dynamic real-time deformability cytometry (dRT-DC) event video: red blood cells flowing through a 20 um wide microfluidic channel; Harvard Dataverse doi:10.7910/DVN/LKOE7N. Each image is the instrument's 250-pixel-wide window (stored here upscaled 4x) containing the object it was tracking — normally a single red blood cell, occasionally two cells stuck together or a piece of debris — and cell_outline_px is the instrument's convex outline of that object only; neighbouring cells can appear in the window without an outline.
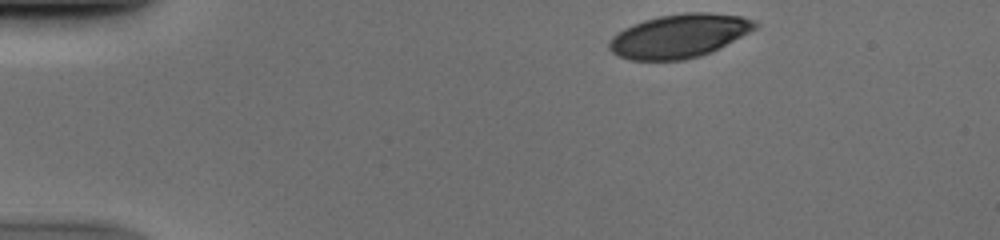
{"species": "human", "species_latin": "Homo sapiens", "temperature_condition": "cold", "stored_images_in_passage": 38, "camera_frame_rate_fps": 3000, "um_per_image_px": 0.085, "donor": {"sex": "male"}, "frame": {"image": 1, "passage_image": 1, "time_ms": 0.0, "image_size_px": [1000, 240], "cell_outline_px": [[760, 24], [756, 28], [720, 48], [712, 52], [700, 56], [684, 60], [628, 60], [612, 52], [608, 48], [608, 40], [612, 36], [624, 28], [632, 24], [644, 20], [660, 16], [684, 12], [708, 12], [740, 16], [756, 20]], "centroid_in_image_um": [57.73, 3.05], "position_along_channel_um": 27.3, "area_um2": 37.28}}
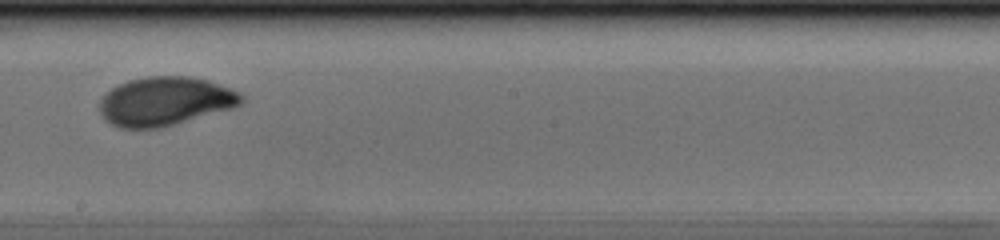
{"frame": {"image": 2, "passage_image": 23, "time_ms": 7.333, "image_size_px": [1000, 240], "cell_outline_px": [[244, 100], [240, 104], [232, 108], [160, 128], [120, 128], [112, 124], [100, 112], [100, 100], [112, 88], [128, 80], [148, 76], [188, 76], [208, 80], [232, 88], [240, 92], [244, 96]], "centroid_in_image_um": [14.07, 8.6], "position_along_channel_um": 234.1, "area_um2": 40.11}}
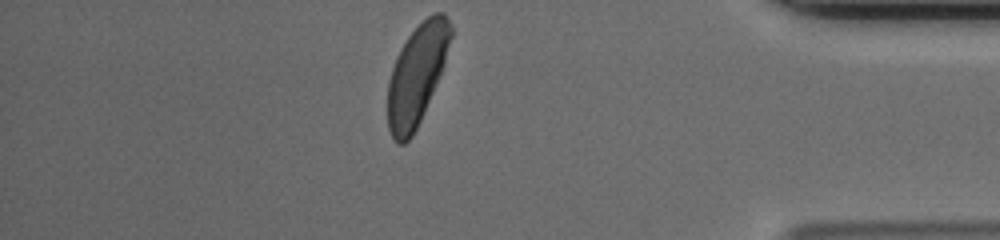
{"frame": {"image": 3, "passage_image": 38, "time_ms": 12.333, "image_size_px": [1000, 240], "cell_outline_px": [[452, 36], [444, 64], [440, 76], [420, 120], [412, 136], [404, 144], [396, 144], [388, 128], [388, 80], [396, 56], [400, 48], [408, 36], [432, 12], [444, 12], [452, 24]], "centroid_in_image_um": [35.43, 6.33], "position_along_channel_um": 399.8, "area_um2": 36.65}}